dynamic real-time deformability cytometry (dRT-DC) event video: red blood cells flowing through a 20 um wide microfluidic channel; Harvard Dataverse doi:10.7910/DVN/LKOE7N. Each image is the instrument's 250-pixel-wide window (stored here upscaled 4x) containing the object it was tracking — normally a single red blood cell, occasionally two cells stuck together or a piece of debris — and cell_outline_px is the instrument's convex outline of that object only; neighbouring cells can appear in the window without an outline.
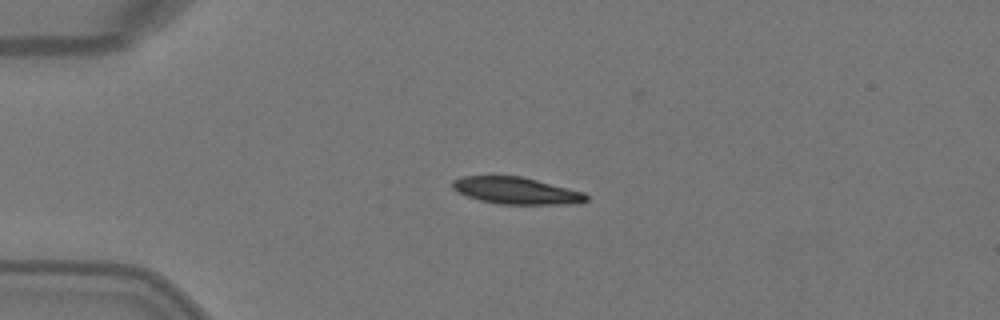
{"species": "Egyptian fruit bat (a non-hibernating species)", "species_latin": "Rousettus aegyptiacus", "temperature_condition": "warm", "stored_images_in_passage": 2, "camera_frame_rate_fps": 3000, "um_per_image_px": 0.085, "animal": {"sex": "female"}, "frame": {"image": 1, "passage_image": 1, "time_ms": 0.0, "image_size_px": [1000, 320], "cell_outline_px": [[588, 200], [568, 204], [496, 204], [480, 200], [456, 192], [452, 188], [452, 180], [464, 176], [520, 176], [584, 192], [588, 196]], "centroid_in_image_um": [43.84, 16.21], "position_along_channel_um": 41.2, "area_um2": 20.81}}